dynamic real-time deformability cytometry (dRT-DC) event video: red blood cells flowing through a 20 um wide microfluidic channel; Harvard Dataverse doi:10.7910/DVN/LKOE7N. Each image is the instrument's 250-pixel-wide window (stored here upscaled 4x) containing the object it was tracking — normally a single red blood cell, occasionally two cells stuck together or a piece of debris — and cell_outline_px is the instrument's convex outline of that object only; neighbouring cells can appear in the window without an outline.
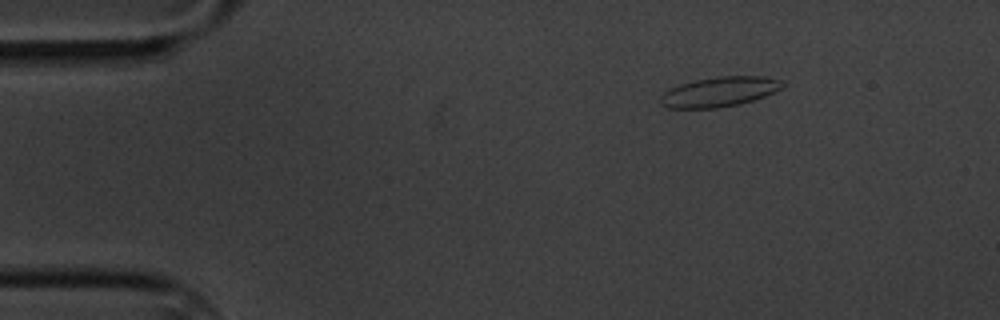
{"species": "common noctule bat (a hibernating species)", "species_latin": "Nyctalus noctula", "temperature_condition": "cold", "stored_images_in_passage": 3, "camera_frame_rate_fps": 3000, "um_per_image_px": 0.085, "animal": {"sex": "male", "body_mass_g": 20.1, "forearm_length_mm": 53.5}, "frame": {"image": 1, "passage_image": 1, "time_ms": 0.0, "image_size_px": [1000, 320], "cell_outline_px": [[784, 84], [780, 88], [764, 96], [740, 104], [716, 108], [668, 108], [660, 104], [660, 96], [664, 92], [680, 84], [696, 80], [720, 76], [764, 76], [780, 80]], "centroid_in_image_um": [61.11, 7.8], "position_along_channel_um": 23.9, "area_um2": 20.98}}